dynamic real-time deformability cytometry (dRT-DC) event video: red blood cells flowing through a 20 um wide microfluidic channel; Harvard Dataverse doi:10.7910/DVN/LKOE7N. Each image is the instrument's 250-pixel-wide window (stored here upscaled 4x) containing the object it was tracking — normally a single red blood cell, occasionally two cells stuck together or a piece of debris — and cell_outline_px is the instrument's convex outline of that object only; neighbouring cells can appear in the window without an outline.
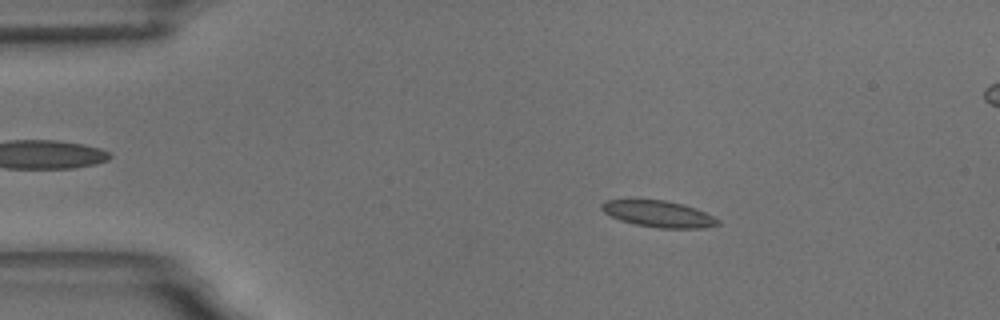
{"species": "common noctule bat (a hibernating species)", "species_latin": "Nyctalus noctula", "temperature_condition": "room temperature", "stored_images_in_passage": 58, "camera_frame_rate_fps": 3000, "um_per_image_px": 0.085, "animal": {"sex": "male", "body_mass_g": 18.8}, "frame": {"image": 1, "passage_image": 10, "time_ms": 3.0, "image_size_px": [1000, 320], "cell_outline_px": [[720, 224], [704, 228], [660, 228], [636, 224], [620, 220], [604, 212], [600, 208], [600, 204], [604, 200], [664, 200], [684, 204], [696, 208], [720, 220]], "centroid_in_image_um": [55.98, 18.18], "position_along_channel_um": 29.0, "area_um2": 17.8}}
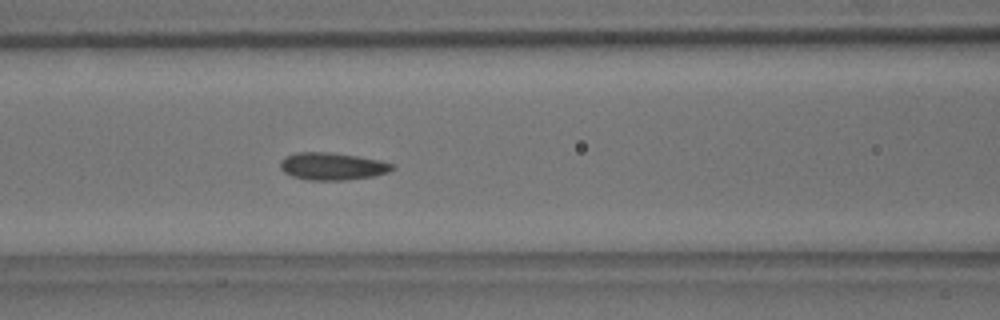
{"frame": {"image": 2, "passage_image": 24, "time_ms": 7.667, "image_size_px": [1000, 320], "cell_outline_px": [[396, 168], [388, 172], [372, 176], [344, 180], [308, 180], [292, 176], [284, 172], [280, 168], [280, 160], [284, 156], [296, 152], [332, 152], [380, 160], [396, 164]], "centroid_in_image_um": [28.24, 14.12], "position_along_channel_um": 138.4, "area_um2": 18.03}}
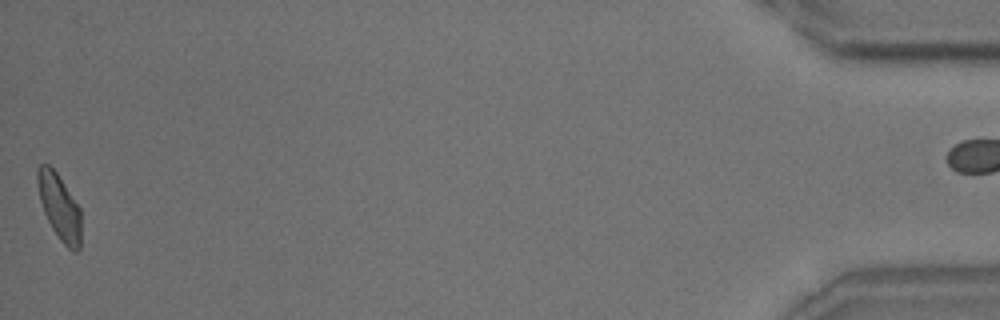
{"frame": {"image": 3, "passage_image": 57, "time_ms": 18.667, "image_size_px": [1000, 320], "cell_outline_px": [[80, 248], [76, 252], [72, 252], [60, 240], [52, 228], [44, 212], [40, 200], [36, 180], [36, 168], [40, 164], [48, 164], [56, 172], [80, 208]], "centroid_in_image_um": [5.03, 17.58], "position_along_channel_um": 430.2, "area_um2": 16.59}}